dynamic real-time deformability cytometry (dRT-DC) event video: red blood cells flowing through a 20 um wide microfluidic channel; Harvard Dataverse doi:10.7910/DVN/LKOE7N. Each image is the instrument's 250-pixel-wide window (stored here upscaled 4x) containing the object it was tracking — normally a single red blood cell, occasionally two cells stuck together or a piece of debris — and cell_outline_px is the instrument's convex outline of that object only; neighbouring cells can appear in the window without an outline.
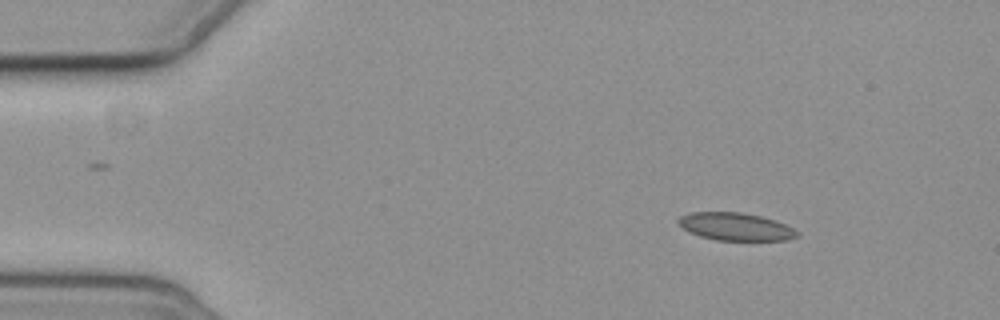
{"species": "common noctule bat (a hibernating species)", "species_latin": "Nyctalus noctula", "temperature_condition": "cold", "stored_images_in_passage": 3, "camera_frame_rate_fps": 3000, "um_per_image_px": 0.085, "animal": {"sex": "female", "body_mass_g": 19.3, "forearm_length_mm": 54.1}, "frame": {"image": 1, "passage_image": 1, "time_ms": 0.0, "image_size_px": [1000, 320], "cell_outline_px": [[800, 236], [788, 240], [716, 240], [700, 236], [688, 232], [676, 220], [680, 216], [692, 212], [740, 212], [760, 216], [784, 224], [800, 232]], "centroid_in_image_um": [62.53, 19.27], "position_along_channel_um": 22.5, "area_um2": 19.07}}